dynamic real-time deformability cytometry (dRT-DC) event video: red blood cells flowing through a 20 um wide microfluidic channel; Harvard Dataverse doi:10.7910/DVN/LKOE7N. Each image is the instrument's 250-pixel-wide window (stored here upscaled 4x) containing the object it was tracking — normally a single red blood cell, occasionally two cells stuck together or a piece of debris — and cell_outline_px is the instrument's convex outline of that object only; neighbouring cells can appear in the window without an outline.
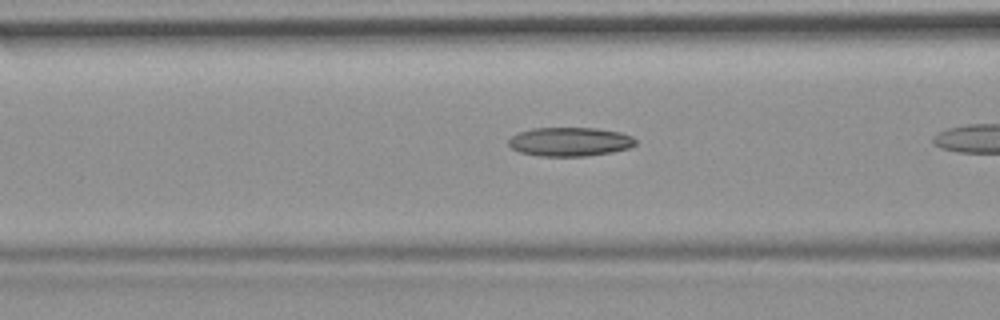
{"species": "common noctule bat (a hibernating species)", "species_latin": "Nyctalus noctula", "temperature_condition": "room temperature", "stored_images_in_passage": 9, "camera_frame_rate_fps": 3000, "um_per_image_px": 0.085, "animal": {"sex": "female", "body_mass_g": 19.9}, "frame": {"image": 1, "passage_image": 7, "time_ms": 2.0, "image_size_px": [1000, 320], "cell_outline_px": [[636, 144], [628, 148], [612, 152], [584, 156], [540, 156], [520, 152], [512, 148], [508, 144], [508, 140], [512, 136], [520, 132], [532, 128], [596, 128], [620, 132], [632, 136], [636, 140]], "centroid_in_image_um": [48.44, 12.04], "position_along_channel_um": 118.2, "area_um2": 21.33}}